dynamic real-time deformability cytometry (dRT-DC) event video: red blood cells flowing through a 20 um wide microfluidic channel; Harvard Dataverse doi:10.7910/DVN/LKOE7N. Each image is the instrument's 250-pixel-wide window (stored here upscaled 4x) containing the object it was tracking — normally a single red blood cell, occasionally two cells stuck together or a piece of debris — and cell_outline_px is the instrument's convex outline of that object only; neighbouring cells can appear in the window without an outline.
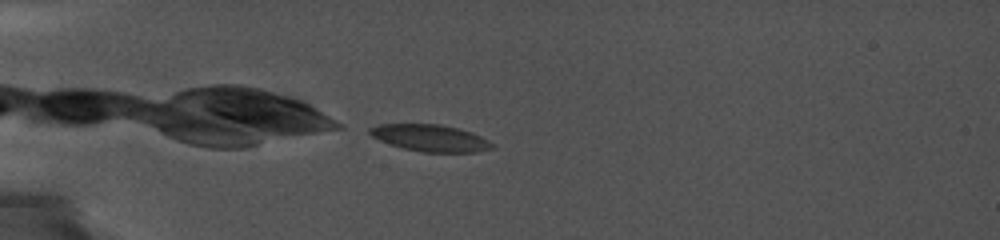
{"species": "common noctule bat (a hibernating species)", "species_latin": "Nyctalus noctula", "temperature_condition": "cold", "stored_images_in_passage": 44, "camera_frame_rate_fps": 5000, "um_per_image_px": 0.085, "animal": {"sex": "female", "body_mass_g": 19.0, "forearm_length_mm": 56.7}, "frame": {"image": 1, "passage_image": 1, "time_ms": 0.0, "image_size_px": [1000, 240], "cell_outline_px": [[496, 148], [476, 152], [424, 152], [404, 148], [380, 140], [372, 136], [368, 132], [368, 128], [380, 124], [440, 124], [472, 132], [496, 144]], "centroid_in_image_um": [36.62, 11.73], "position_along_channel_um": 48.4, "area_um2": 19.07}}
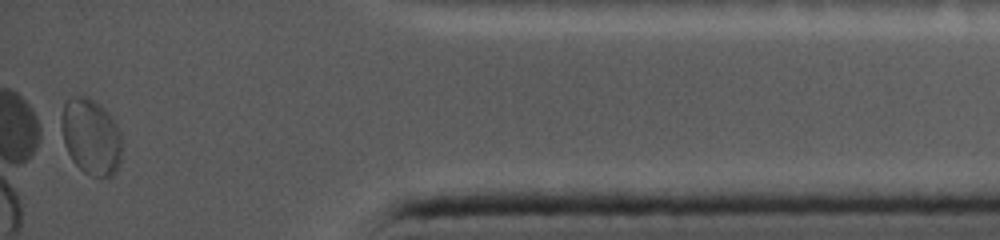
{"frame": {"image": 2, "passage_image": 43, "time_ms": 11.8, "image_size_px": [1000, 240], "cell_outline_px": [[120, 164], [116, 172], [112, 176], [92, 176], [84, 172], [72, 160], [64, 144], [60, 116], [64, 100], [76, 96], [88, 96], [104, 108], [112, 116], [120, 132]], "centroid_in_image_um": [7.71, 11.59], "position_along_channel_um": 427.5, "area_um2": 26.93}}